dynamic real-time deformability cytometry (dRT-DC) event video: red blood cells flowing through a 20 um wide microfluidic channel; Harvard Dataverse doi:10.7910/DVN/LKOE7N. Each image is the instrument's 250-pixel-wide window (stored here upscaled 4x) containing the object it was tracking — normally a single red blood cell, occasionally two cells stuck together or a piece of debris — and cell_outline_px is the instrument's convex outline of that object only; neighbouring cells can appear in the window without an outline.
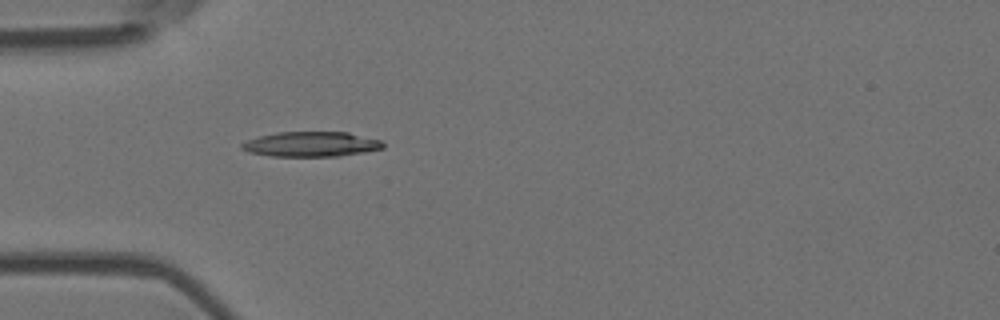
{"species": "Egyptian fruit bat (a non-hibernating species)", "species_latin": "Rousettus aegyptiacus", "temperature_condition": "room temperature", "stored_images_in_passage": 5, "camera_frame_rate_fps": 3000, "um_per_image_px": 0.085, "animal": {"sex": "female"}, "frame": {"image": 1, "passage_image": 5, "time_ms": 1.333, "image_size_px": [1000, 320], "cell_outline_px": [[384, 148], [364, 152], [340, 156], [272, 156], [248, 152], [240, 148], [240, 144], [248, 140], [260, 136], [276, 132], [348, 132], [380, 140], [384, 144]], "centroid_in_image_um": [26.44, 12.25], "position_along_channel_um": 58.6, "area_um2": 20.52}}